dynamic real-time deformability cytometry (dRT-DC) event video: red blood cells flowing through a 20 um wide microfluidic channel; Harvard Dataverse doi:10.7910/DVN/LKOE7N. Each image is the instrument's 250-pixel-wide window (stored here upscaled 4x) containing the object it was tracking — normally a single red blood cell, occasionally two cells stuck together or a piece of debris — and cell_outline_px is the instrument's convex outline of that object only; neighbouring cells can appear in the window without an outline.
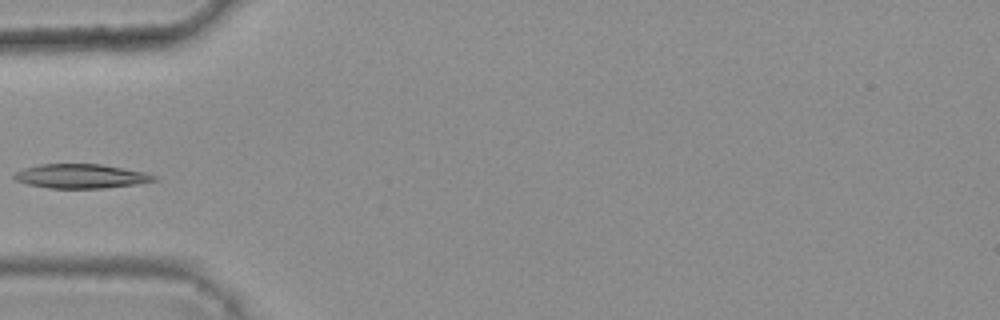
{"species": "common noctule bat (a hibernating species)", "species_latin": "Nyctalus noctula", "temperature_condition": "warm", "stored_images_in_passage": 5, "camera_frame_rate_fps": 3000, "um_per_image_px": 0.085, "animal": {"sex": "female", "body_mass_g": 25.1}, "frame": {"image": 1, "passage_image": 4, "time_ms": 1.0, "image_size_px": [1000, 320], "cell_outline_px": [[156, 180], [136, 184], [104, 188], [48, 188], [28, 184], [16, 180], [12, 176], [16, 172], [24, 168], [40, 164], [100, 164], [144, 172], [156, 176]], "centroid_in_image_um": [6.85, 14.97], "position_along_channel_um": 78.2, "area_um2": 19.54}}
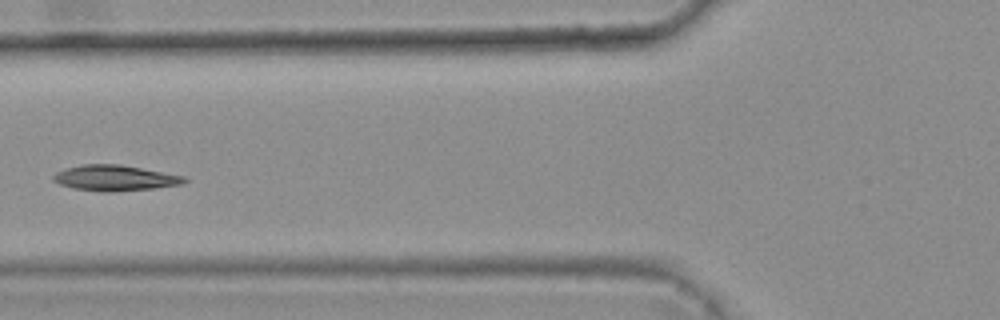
{"frame": {"image": 2, "passage_image": 5, "time_ms": 1.333, "image_size_px": [1000, 320], "cell_outline_px": [[188, 180], [184, 184], [152, 188], [112, 192], [104, 192], [72, 188], [60, 184], [52, 180], [52, 176], [56, 172], [64, 168], [84, 164], [120, 164], [184, 176]], "centroid_in_image_um": [9.74, 15.13], "position_along_channel_um": 116.1, "area_um2": 19.59}}